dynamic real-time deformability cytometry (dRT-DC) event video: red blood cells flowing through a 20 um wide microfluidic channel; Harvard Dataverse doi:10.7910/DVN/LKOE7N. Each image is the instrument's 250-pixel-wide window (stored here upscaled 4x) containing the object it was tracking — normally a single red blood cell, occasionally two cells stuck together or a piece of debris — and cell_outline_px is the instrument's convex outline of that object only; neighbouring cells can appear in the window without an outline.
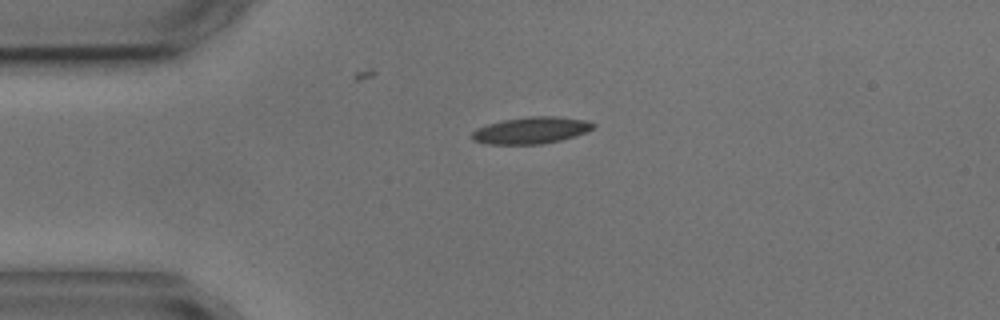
{"species": "common noctule bat (a hibernating species)", "species_latin": "Nyctalus noctula", "temperature_condition": "cold", "stored_images_in_passage": 4, "camera_frame_rate_fps": 3000, "um_per_image_px": 0.085, "animal": {"sex": "male", "body_mass_g": 17.9, "forearm_length_mm": 54.2}, "frame": {"image": 1, "passage_image": 1, "time_ms": 0.0, "image_size_px": [1000, 320], "cell_outline_px": [[596, 128], [588, 132], [560, 140], [540, 144], [488, 144], [472, 140], [472, 132], [476, 128], [488, 124], [504, 120], [528, 116], [552, 116], [584, 120], [596, 124]], "centroid_in_image_um": [45.16, 11.08], "position_along_channel_um": 39.8, "area_um2": 18.84}}